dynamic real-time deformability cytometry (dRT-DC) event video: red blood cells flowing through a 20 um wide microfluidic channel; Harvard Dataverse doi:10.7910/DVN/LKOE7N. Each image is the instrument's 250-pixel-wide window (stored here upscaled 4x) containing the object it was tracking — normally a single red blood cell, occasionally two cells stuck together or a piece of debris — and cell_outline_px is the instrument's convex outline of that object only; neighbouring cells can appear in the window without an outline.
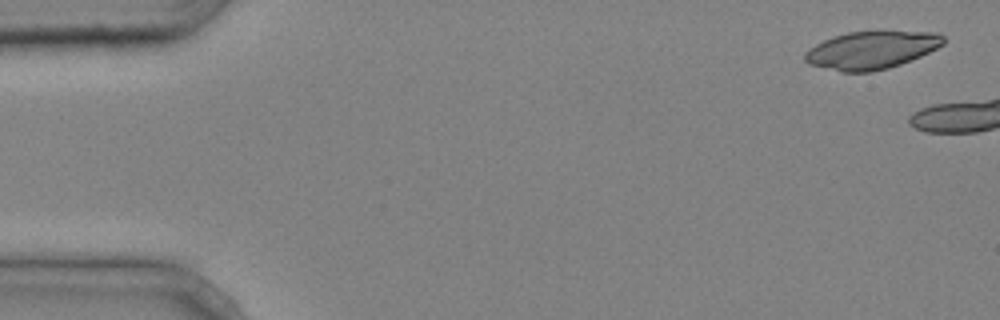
{"species": "common noctule bat (a hibernating species)", "species_latin": "Nyctalus noctula", "temperature_condition": "cold", "stored_images_in_passage": 4, "camera_frame_rate_fps": 3000, "um_per_image_px": 0.085, "animal": {"sex": "male", "body_mass_g": 20.4}, "frame": {"image": 1, "passage_image": 4, "time_ms": 1.0, "image_size_px": [1000, 320], "cell_outline_px": [[944, 44], [920, 56], [900, 64], [888, 68], [872, 72], [840, 72], [808, 64], [804, 60], [804, 52], [808, 48], [824, 40], [848, 32], [940, 32], [944, 36]], "centroid_in_image_um": [74.04, 4.27], "position_along_channel_um": 11.0, "area_um2": 30.29}}